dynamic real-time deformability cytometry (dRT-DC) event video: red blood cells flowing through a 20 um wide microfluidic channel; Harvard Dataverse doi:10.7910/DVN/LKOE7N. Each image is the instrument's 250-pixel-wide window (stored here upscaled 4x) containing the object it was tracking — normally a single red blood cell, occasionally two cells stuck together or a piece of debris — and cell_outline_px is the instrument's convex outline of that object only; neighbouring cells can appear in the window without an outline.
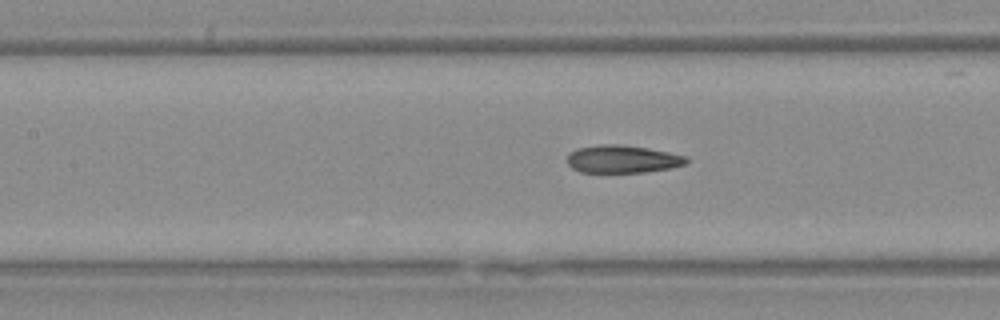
{"species": "Egyptian fruit bat (a non-hibernating species)", "species_latin": "Rousettus aegyptiacus", "temperature_condition": "warm", "stored_images_in_passage": 9, "camera_frame_rate_fps": 3000, "um_per_image_px": 0.085, "animal": {"sex": "female"}, "frame": {"image": 1, "passage_image": 7, "time_ms": 2.0, "image_size_px": [1000, 320], "cell_outline_px": [[688, 164], [672, 168], [644, 172], [580, 172], [572, 168], [568, 164], [568, 156], [576, 148], [600, 144], [620, 144], [648, 148], [688, 156]], "centroid_in_image_um": [52.95, 13.52], "position_along_channel_um": 154.4, "area_um2": 19.36}}